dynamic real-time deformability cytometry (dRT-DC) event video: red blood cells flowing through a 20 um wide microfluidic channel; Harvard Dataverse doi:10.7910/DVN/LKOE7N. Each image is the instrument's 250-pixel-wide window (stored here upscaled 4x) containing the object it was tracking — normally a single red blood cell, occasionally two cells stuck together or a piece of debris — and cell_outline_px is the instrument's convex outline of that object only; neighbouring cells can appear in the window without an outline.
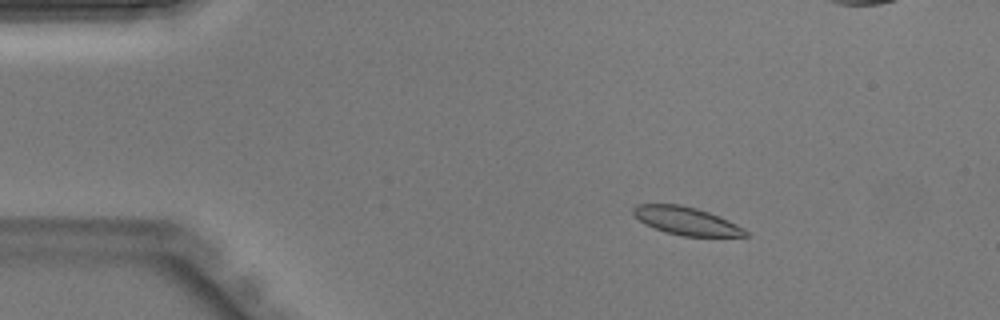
{"species": "Egyptian fruit bat (a non-hibernating species)", "species_latin": "Rousettus aegyptiacus", "temperature_condition": "warm", "stored_images_in_passage": 46, "camera_frame_rate_fps": 3000, "um_per_image_px": 0.085, "animal": {"sex": "male"}, "frame": {"image": 1, "passage_image": 8, "time_ms": 2.333, "image_size_px": [1000, 320], "cell_outline_px": [[748, 236], [684, 236], [664, 232], [644, 224], [632, 212], [632, 208], [636, 204], [680, 204], [696, 208], [708, 212], [728, 220], [744, 228], [748, 232]], "centroid_in_image_um": [58.31, 18.77], "position_along_channel_um": 26.7, "area_um2": 18.21}}
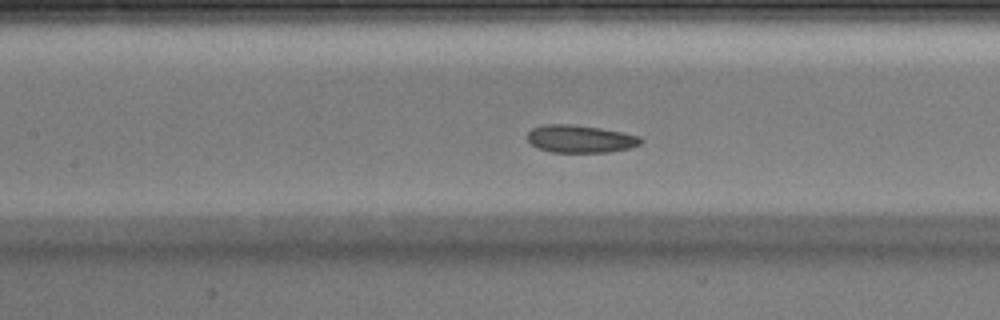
{"frame": {"image": 2, "passage_image": 21, "time_ms": 6.667, "image_size_px": [1000, 320], "cell_outline_px": [[644, 140], [640, 144], [632, 148], [608, 152], [552, 152], [540, 148], [532, 144], [528, 140], [528, 132], [532, 128], [544, 124], [572, 124], [600, 128], [640, 136]], "centroid_in_image_um": [49.35, 11.8], "position_along_channel_um": 158.0, "area_um2": 18.21}}
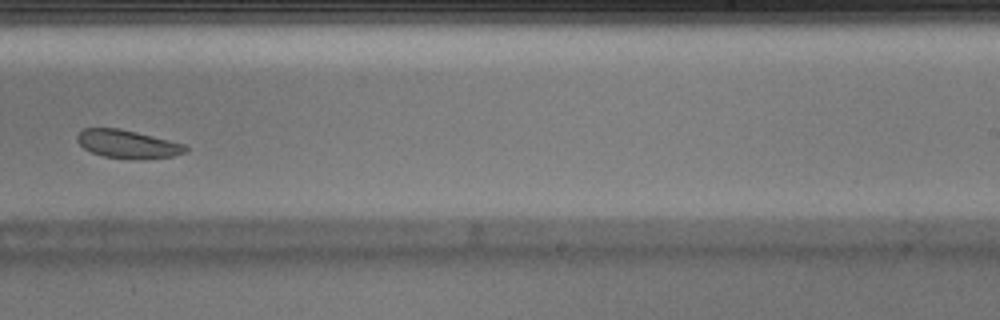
{"frame": {"image": 3, "passage_image": 29, "time_ms": 9.333, "image_size_px": [1000, 320], "cell_outline_px": [[188, 152], [172, 156], [136, 160], [104, 156], [92, 152], [84, 148], [76, 140], [76, 136], [84, 128], [120, 128], [184, 144], [188, 148]], "centroid_in_image_um": [10.85, 12.25], "position_along_channel_um": 278.2, "area_um2": 17.74}}